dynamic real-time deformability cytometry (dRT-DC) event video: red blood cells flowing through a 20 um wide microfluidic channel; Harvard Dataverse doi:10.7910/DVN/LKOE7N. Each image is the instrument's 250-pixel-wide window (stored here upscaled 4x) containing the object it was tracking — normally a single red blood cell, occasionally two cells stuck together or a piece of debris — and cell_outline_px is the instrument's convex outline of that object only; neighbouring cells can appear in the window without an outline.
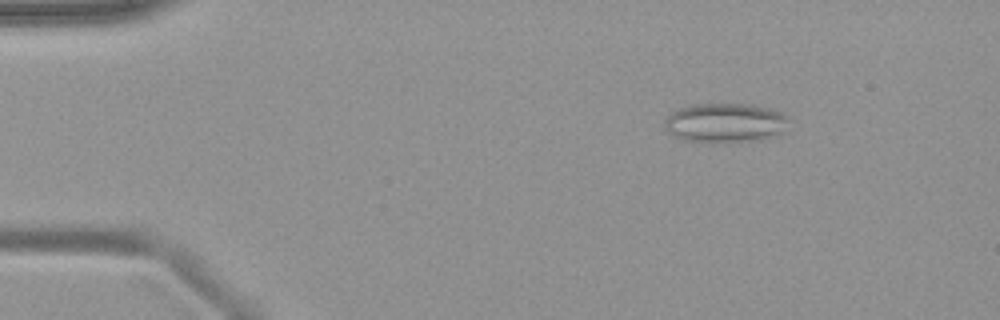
{"species": "common noctule bat (a hibernating species)", "species_latin": "Nyctalus noctula", "temperature_condition": "warm", "stored_images_in_passage": 50, "camera_frame_rate_fps": 3000, "um_per_image_px": 0.085, "animal": {"sex": "female", "body_mass_g": 19.9}, "frame": {"image": 1, "passage_image": 7, "time_ms": 2.0, "image_size_px": [1000, 320], "cell_outline_px": [[788, 120], [784, 132], [780, 136], [760, 140], [712, 144], [708, 144], [684, 140], [668, 132], [664, 128], [664, 120], [672, 112], [680, 108], [692, 104], [752, 104], [772, 108], [788, 116]], "centroid_in_image_um": [61.67, 10.47], "position_along_channel_um": 23.3, "area_um2": 29.36}}
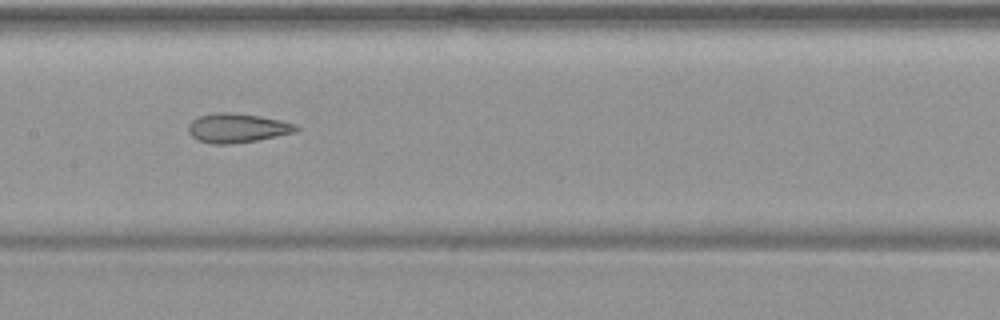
{"frame": {"image": 2, "passage_image": 25, "time_ms": 8.0, "image_size_px": [1000, 320], "cell_outline_px": [[300, 128], [296, 132], [256, 140], [232, 144], [212, 144], [196, 140], [188, 132], [188, 124], [192, 120], [200, 116], [216, 112], [232, 112], [260, 116], [280, 120], [296, 124]], "centroid_in_image_um": [20.15, 10.88], "position_along_channel_um": 187.3, "area_um2": 18.44}}
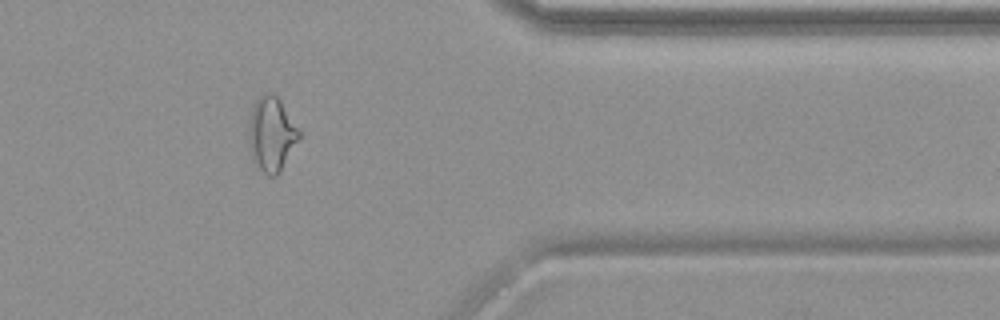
{"frame": {"image": 3, "passage_image": 41, "time_ms": 13.333, "image_size_px": [1000, 320], "cell_outline_px": [[304, 136], [280, 172], [276, 176], [268, 176], [256, 168], [252, 160], [248, 144], [248, 120], [252, 108], [256, 100], [264, 92], [272, 92], [280, 100], [304, 132]], "centroid_in_image_um": [23.12, 11.43], "position_along_channel_um": 388.3, "area_um2": 23.12}}